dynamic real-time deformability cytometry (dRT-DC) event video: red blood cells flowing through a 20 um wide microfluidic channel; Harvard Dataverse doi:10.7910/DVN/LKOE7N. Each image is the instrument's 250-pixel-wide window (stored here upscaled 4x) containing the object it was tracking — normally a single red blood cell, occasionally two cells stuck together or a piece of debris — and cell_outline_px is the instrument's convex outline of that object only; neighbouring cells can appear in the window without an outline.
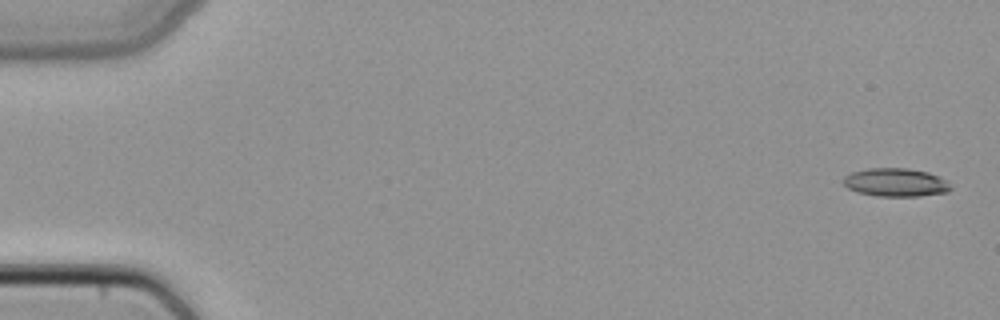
{"species": "common noctule bat (a hibernating species)", "species_latin": "Nyctalus noctula", "temperature_condition": "cold", "stored_images_in_passage": 4, "camera_frame_rate_fps": 3000, "um_per_image_px": 0.085, "animal": {"sex": "female", "body_mass_g": 22.7, "forearm_length_mm": 54.2}, "frame": {"image": 1, "passage_image": 1, "time_ms": 0.0, "image_size_px": [1000, 320], "cell_outline_px": [[952, 188], [948, 192], [920, 196], [876, 196], [856, 192], [848, 188], [844, 184], [844, 176], [852, 172], [868, 168], [908, 168], [928, 172], [940, 176], [948, 180]], "centroid_in_image_um": [76.17, 15.5], "position_along_channel_um": 8.8, "area_um2": 17.92}}
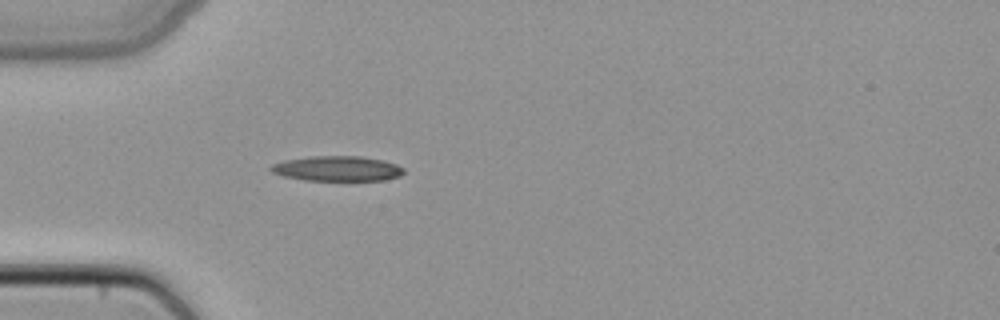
{"frame": {"image": 2, "passage_image": 4, "time_ms": 1.0, "image_size_px": [1000, 320], "cell_outline_px": [[404, 172], [400, 176], [384, 180], [304, 180], [284, 176], [272, 172], [268, 168], [272, 164], [284, 160], [308, 156], [360, 156], [384, 160], [396, 164], [404, 168]], "centroid_in_image_um": [28.66, 14.32], "position_along_channel_um": 56.3, "area_um2": 19.48}}